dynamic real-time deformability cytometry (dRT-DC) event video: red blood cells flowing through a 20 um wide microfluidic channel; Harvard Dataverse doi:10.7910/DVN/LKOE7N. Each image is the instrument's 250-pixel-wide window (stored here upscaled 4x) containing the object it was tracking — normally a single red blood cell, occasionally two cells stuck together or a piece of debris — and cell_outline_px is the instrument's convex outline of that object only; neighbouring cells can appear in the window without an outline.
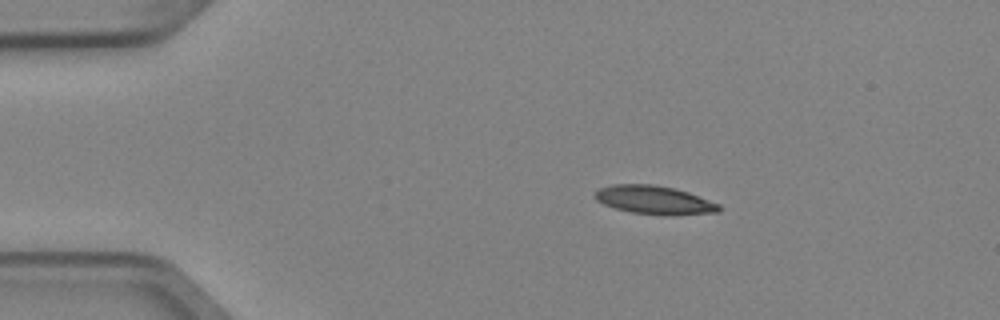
{"species": "Egyptian fruit bat (a non-hibernating species)", "species_latin": "Rousettus aegyptiacus", "temperature_condition": "cold", "stored_images_in_passage": 7, "camera_frame_rate_fps": 3000, "um_per_image_px": 0.085, "animal": {"sex": "female"}, "frame": {"image": 1, "passage_image": 1, "time_ms": 0.0, "image_size_px": [1000, 320], "cell_outline_px": [[720, 212], [632, 212], [616, 208], [604, 204], [596, 200], [596, 192], [600, 188], [612, 184], [652, 184], [672, 188], [688, 192], [720, 204]], "centroid_in_image_um": [55.54, 16.93], "position_along_channel_um": 29.5, "area_um2": 19.19}}
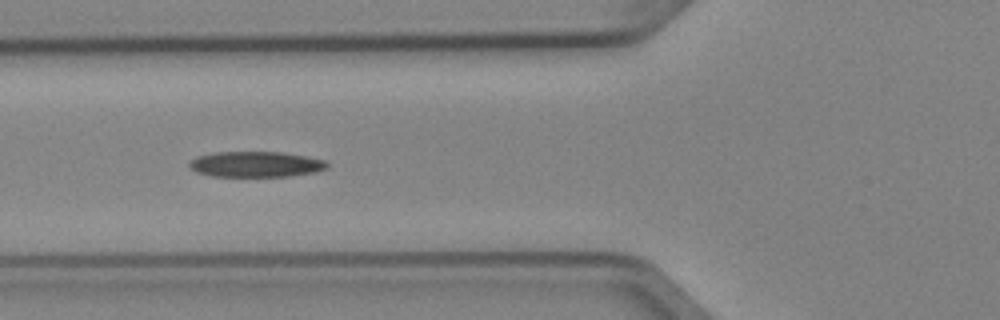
{"frame": {"image": 2, "passage_image": 4, "time_ms": 1.0, "image_size_px": [1000, 320], "cell_outline_px": [[328, 168], [316, 172], [288, 176], [212, 176], [196, 172], [188, 164], [188, 160], [196, 156], [216, 152], [284, 152], [324, 160], [328, 164]], "centroid_in_image_um": [21.72, 13.96], "position_along_channel_um": 104.1, "area_um2": 20.58}}
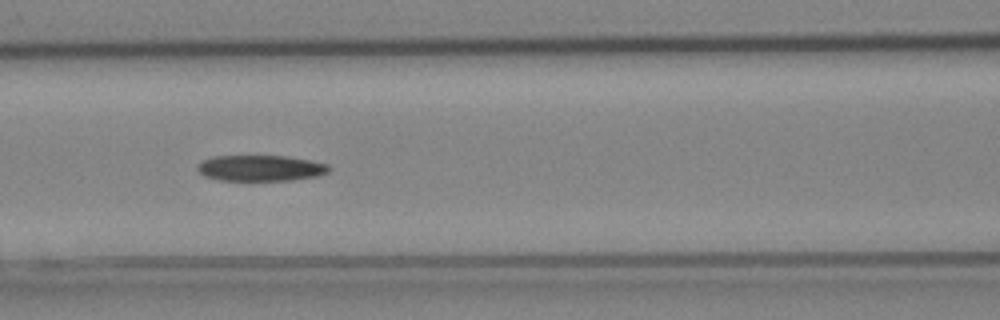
{"frame": {"image": 3, "passage_image": 5, "time_ms": 1.333, "image_size_px": [1000, 320], "cell_outline_px": [[332, 168], [328, 172], [320, 176], [292, 180], [220, 180], [204, 176], [196, 168], [196, 164], [204, 160], [216, 156], [288, 156], [328, 164]], "centroid_in_image_um": [22.17, 14.29], "position_along_channel_um": 144.4, "area_um2": 19.88}}